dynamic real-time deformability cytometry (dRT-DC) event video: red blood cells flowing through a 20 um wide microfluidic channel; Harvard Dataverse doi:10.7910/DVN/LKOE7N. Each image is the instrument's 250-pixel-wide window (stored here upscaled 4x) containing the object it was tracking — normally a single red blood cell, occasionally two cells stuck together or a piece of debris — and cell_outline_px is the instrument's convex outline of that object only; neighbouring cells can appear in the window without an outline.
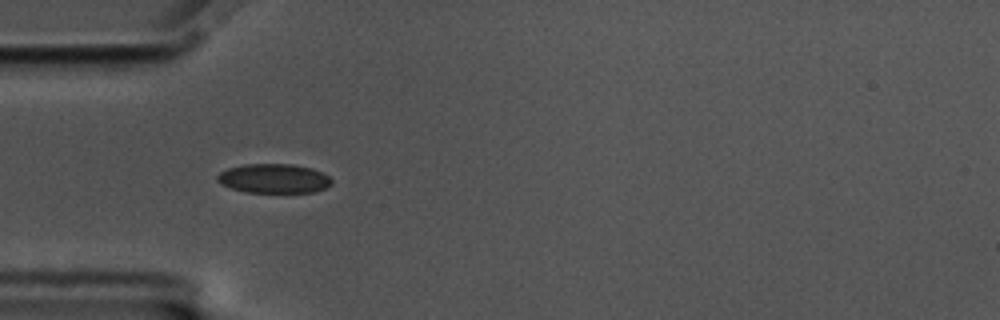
{"species": "common noctule bat (a hibernating species)", "species_latin": "Nyctalus noctula", "temperature_condition": "cold", "stored_images_in_passage": 41, "camera_frame_rate_fps": 3000, "um_per_image_px": 0.085, "animal": {"sex": "male", "body_mass_g": 17.5, "forearm_length_mm": 52.3}, "frame": {"image": 1, "passage_image": 1, "time_ms": 0.0, "image_size_px": [1000, 320], "cell_outline_px": [[332, 184], [316, 192], [244, 192], [220, 184], [216, 180], [216, 176], [220, 172], [228, 168], [244, 164], [292, 164], [312, 168], [328, 176], [332, 180]], "centroid_in_image_um": [23.25, 15.17], "position_along_channel_um": 61.7, "area_um2": 19.54}}
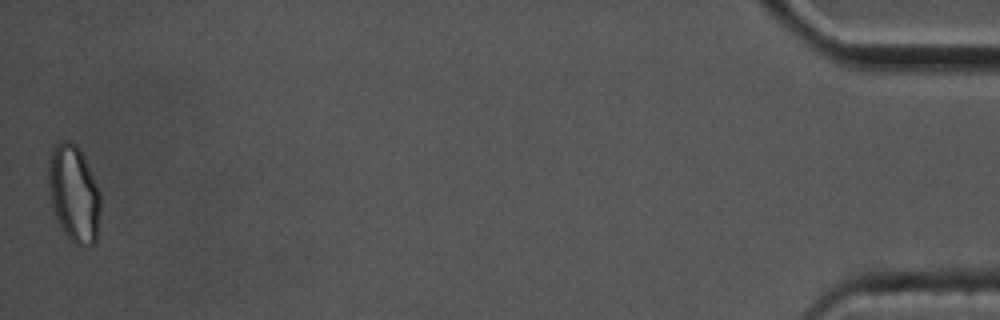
{"frame": {"image": 2, "passage_image": 41, "time_ms": 13.333, "image_size_px": [1000, 320], "cell_outline_px": [[100, 212], [96, 244], [88, 248], [80, 248], [64, 232], [56, 220], [52, 208], [48, 188], [48, 160], [52, 148], [56, 144], [64, 140], [68, 140], [76, 144], [84, 156], [100, 192]], "centroid_in_image_um": [6.28, 16.49], "position_along_channel_um": 428.9, "area_um2": 29.94}, "authors_computed_cell_mechanics": {"area_um2": 19.7098, "velocity_mm_per_s": 3.4744, "shape_relaxation_time_tau1_ms": null, "shape_relaxation_time_tau2_ms": 1.8242, "deformation_change_tau1": null, "deformation_change_tau2": 0.0819}}